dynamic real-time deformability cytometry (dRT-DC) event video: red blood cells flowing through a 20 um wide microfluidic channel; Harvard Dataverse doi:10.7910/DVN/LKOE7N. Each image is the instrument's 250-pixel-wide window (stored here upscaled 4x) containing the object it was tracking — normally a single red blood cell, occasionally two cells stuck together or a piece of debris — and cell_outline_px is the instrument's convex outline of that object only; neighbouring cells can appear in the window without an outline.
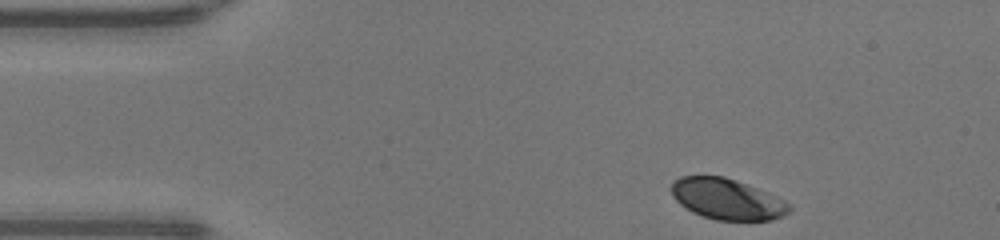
{"species": "human", "species_latin": "Homo sapiens", "temperature_condition": "warm", "stored_images_in_passage": 37, "camera_frame_rate_fps": 3000, "um_per_image_px": 0.085, "donor": {"sex": "male"}, "frame": {"image": 1, "passage_image": 1, "time_ms": 0.0, "image_size_px": [1000, 240], "cell_outline_px": [[792, 208], [784, 216], [772, 220], [716, 220], [692, 212], [680, 204], [672, 196], [668, 188], [672, 180], [680, 176], [724, 176], [768, 192], [792, 204]], "centroid_in_image_um": [61.78, 16.91], "position_along_channel_um": 23.2, "area_um2": 28.38}}
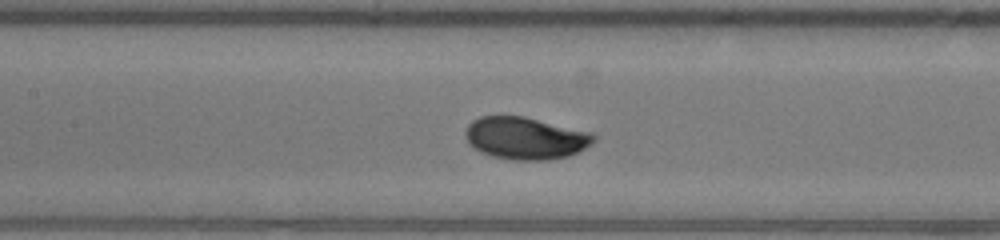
{"frame": {"image": 2, "passage_image": 16, "time_ms": 5.0, "image_size_px": [1000, 240], "cell_outline_px": [[596, 140], [592, 144], [568, 156], [548, 160], [512, 160], [492, 156], [480, 152], [468, 144], [464, 136], [464, 132], [468, 124], [472, 120], [480, 116], [524, 116], [592, 132], [596, 136]], "centroid_in_image_um": [44.64, 11.74], "position_along_channel_um": 162.8, "area_um2": 31.91}}
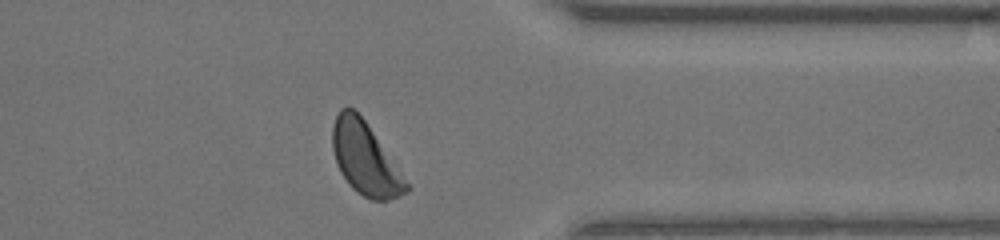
{"frame": {"image": 3, "passage_image": 32, "time_ms": 10.333, "image_size_px": [1000, 240], "cell_outline_px": [[412, 188], [408, 192], [388, 200], [372, 200], [356, 192], [348, 184], [340, 172], [336, 164], [332, 148], [332, 124], [340, 108], [352, 108], [364, 120]], "centroid_in_image_um": [31.01, 13.52], "position_along_channel_um": 380.4, "area_um2": 30.75}, "authors_computed_cell_mechanics": {"area_um2": 30.7496, "velocity_mm_per_s": 4.2945, "shape_relaxation_time_tau1_ms": 2.4019, "shape_relaxation_time_tau2_ms": null, "deformation_change_tau1": 0.1438, "deformation_change_tau2": null}}